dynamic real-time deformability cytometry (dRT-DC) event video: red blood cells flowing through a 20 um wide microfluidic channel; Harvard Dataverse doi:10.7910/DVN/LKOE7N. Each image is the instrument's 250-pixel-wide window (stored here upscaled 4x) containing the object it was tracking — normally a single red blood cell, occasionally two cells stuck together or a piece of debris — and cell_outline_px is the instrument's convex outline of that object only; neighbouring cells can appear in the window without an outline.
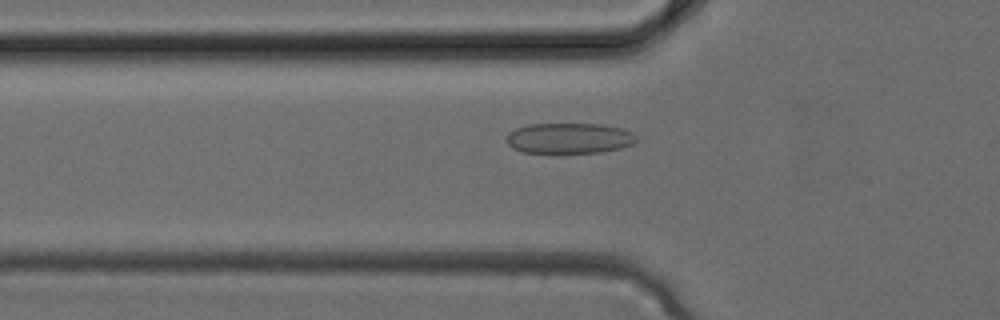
{"species": "common noctule bat (a hibernating species)", "species_latin": "Nyctalus noctula", "temperature_condition": "cold", "stored_images_in_passage": 4, "camera_frame_rate_fps": 3000, "um_per_image_px": 0.085, "animal": {"sex": "female", "body_mass_g": 24.6, "forearm_length_mm": 56.2}, "frame": {"image": 1, "passage_image": 4, "time_ms": 1.0, "image_size_px": [1000, 320], "cell_outline_px": [[640, 140], [636, 144], [620, 148], [600, 152], [524, 152], [512, 148], [504, 140], [508, 132], [516, 128], [528, 124], [600, 124], [620, 128], [632, 132]], "centroid_in_image_um": [48.39, 11.74], "position_along_channel_um": 77.4, "area_um2": 23.24}}